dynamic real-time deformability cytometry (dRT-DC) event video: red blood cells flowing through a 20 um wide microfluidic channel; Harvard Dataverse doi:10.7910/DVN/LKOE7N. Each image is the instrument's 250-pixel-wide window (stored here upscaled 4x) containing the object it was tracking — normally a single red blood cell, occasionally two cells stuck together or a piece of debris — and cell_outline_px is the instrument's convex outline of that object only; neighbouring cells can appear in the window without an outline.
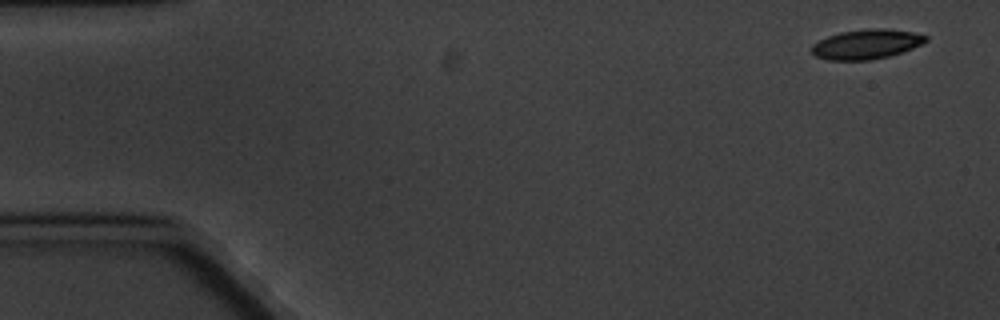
{"species": "common noctule bat (a hibernating species)", "species_latin": "Nyctalus noctula", "temperature_condition": "cold", "stored_images_in_passage": 5, "camera_frame_rate_fps": 3000, "um_per_image_px": 0.085, "animal": {"sex": "male", "body_mass_g": 20.1, "forearm_length_mm": 53.5}, "frame": {"image": 1, "passage_image": 1, "time_ms": 0.0, "image_size_px": [1000, 320], "cell_outline_px": [[928, 40], [912, 48], [888, 56], [868, 60], [828, 60], [816, 56], [812, 52], [812, 44], [828, 36], [840, 32], [872, 28], [880, 28], [912, 32], [928, 36]], "centroid_in_image_um": [73.63, 3.75], "position_along_channel_um": 11.4, "area_um2": 19.42}}